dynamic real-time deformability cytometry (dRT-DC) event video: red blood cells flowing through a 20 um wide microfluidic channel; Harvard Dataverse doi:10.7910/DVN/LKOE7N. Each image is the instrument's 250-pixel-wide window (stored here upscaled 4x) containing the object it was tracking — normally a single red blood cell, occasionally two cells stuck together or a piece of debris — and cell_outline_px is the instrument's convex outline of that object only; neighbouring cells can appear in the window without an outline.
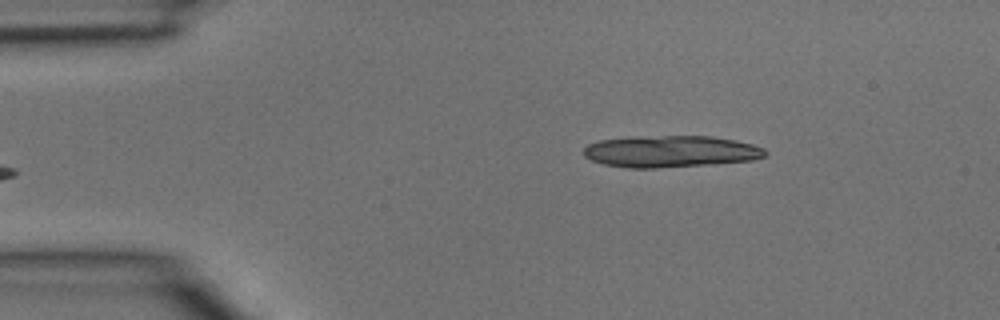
{"species": "common noctule bat (a hibernating species)", "species_latin": "Nyctalus noctula", "temperature_condition": "room temperature", "stored_images_in_passage": 3, "segment_of_instrument_passage": [2, 2], "camera_frame_rate_fps": 3000, "um_per_image_px": 0.085, "animal": {"sex": "male", "body_mass_g": 15.6}, "frame": {"image": 1, "passage_image": 3, "time_ms": 0.667, "image_size_px": [1000, 320], "cell_outline_px": [[768, 152], [764, 156], [752, 160], [656, 168], [628, 168], [604, 164], [592, 160], [584, 156], [584, 148], [588, 144], [600, 140], [636, 136], [712, 136], [736, 140], [752, 144], [764, 148]], "centroid_in_image_um": [56.98, 12.86], "position_along_channel_um": 28.0, "area_um2": 33.41}}